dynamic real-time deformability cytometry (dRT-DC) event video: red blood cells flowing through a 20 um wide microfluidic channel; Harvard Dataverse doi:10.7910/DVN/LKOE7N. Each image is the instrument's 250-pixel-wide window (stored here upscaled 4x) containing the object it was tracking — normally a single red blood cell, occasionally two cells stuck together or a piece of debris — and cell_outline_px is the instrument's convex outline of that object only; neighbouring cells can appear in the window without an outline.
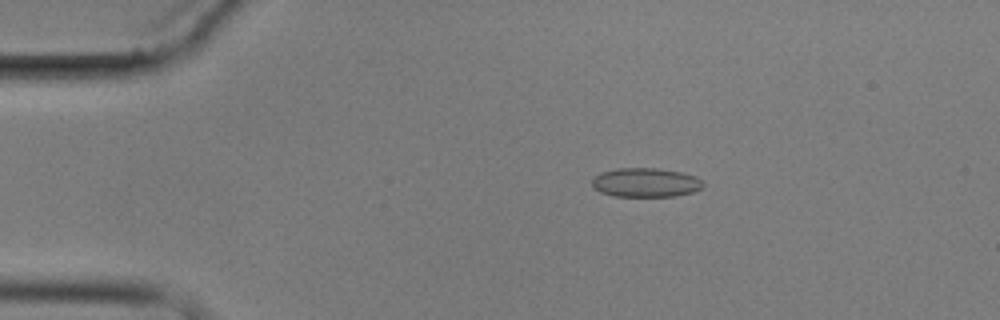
{"species": "common noctule bat (a hibernating species)", "species_latin": "Nyctalus noctula", "temperature_condition": "cold", "stored_images_in_passage": 4, "camera_frame_rate_fps": 3000, "um_per_image_px": 0.085, "animal": {"sex": "male", "body_mass_g": 17.9}, "frame": {"image": 1, "passage_image": 2, "time_ms": 1.333, "image_size_px": [1000, 320], "cell_outline_px": [[704, 184], [700, 188], [692, 192], [676, 196], [612, 196], [600, 192], [592, 184], [592, 180], [600, 172], [616, 168], [656, 168], [680, 172], [696, 176]], "centroid_in_image_um": [54.86, 15.51], "position_along_channel_um": 30.1, "area_um2": 18.73}}